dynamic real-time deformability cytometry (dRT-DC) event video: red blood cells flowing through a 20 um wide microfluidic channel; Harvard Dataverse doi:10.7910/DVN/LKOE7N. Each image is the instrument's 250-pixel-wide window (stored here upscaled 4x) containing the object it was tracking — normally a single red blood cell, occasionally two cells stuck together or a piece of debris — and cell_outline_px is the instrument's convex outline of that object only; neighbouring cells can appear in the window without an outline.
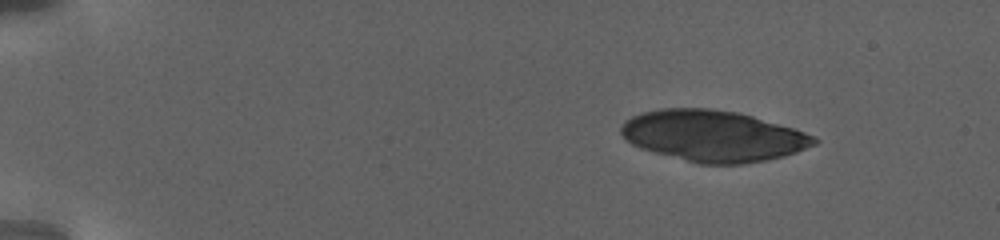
{"species": "human", "species_latin": "Homo sapiens", "temperature_condition": "warm", "stored_images_in_passage": 42, "camera_frame_rate_fps": 3000, "um_per_image_px": 0.085, "donor": {"sex": "female"}, "frame": {"image": 1, "passage_image": 15, "time_ms": 3.333, "image_size_px": [1000, 240], "cell_outline_px": [[820, 140], [816, 144], [796, 152], [784, 156], [744, 164], [700, 164], [640, 148], [632, 144], [620, 132], [620, 128], [624, 120], [632, 116], [644, 112], [660, 108], [708, 108], [736, 112], [752, 116], [792, 128], [816, 136]], "centroid_in_image_um": [60.61, 11.55], "position_along_channel_um": 24.4, "area_um2": 57.22}}